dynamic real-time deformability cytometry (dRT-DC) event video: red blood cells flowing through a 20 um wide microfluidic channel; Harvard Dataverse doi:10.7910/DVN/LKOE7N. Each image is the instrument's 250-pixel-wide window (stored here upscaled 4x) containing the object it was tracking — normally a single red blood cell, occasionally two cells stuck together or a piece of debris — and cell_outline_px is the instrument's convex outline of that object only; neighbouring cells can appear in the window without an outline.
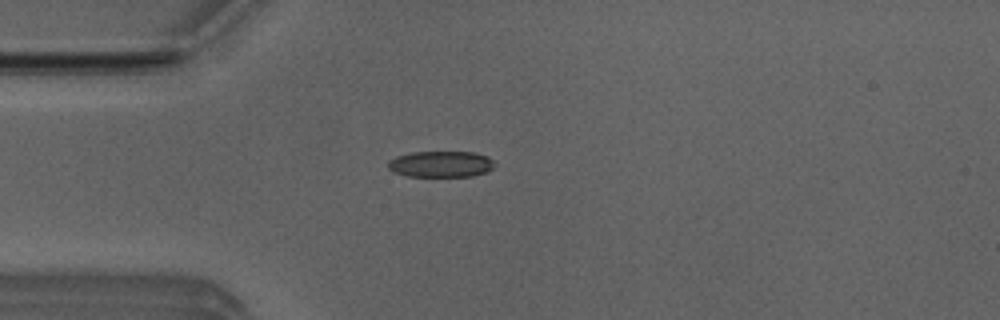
{"species": "Egyptian fruit bat (a non-hibernating species)", "species_latin": "Rousettus aegyptiacus", "temperature_condition": "room temperature", "stored_images_in_passage": 5, "camera_frame_rate_fps": 3000, "um_per_image_px": 0.085, "animal": {"sex": "male"}, "frame": {"image": 1, "passage_image": 3, "time_ms": 0.667, "image_size_px": [1000, 320], "cell_outline_px": [[496, 164], [488, 172], [472, 176], [408, 176], [392, 172], [388, 168], [388, 160], [396, 156], [412, 152], [476, 152], [488, 156]], "centroid_in_image_um": [37.48, 13.94], "position_along_channel_um": 47.5, "area_um2": 16.42}}